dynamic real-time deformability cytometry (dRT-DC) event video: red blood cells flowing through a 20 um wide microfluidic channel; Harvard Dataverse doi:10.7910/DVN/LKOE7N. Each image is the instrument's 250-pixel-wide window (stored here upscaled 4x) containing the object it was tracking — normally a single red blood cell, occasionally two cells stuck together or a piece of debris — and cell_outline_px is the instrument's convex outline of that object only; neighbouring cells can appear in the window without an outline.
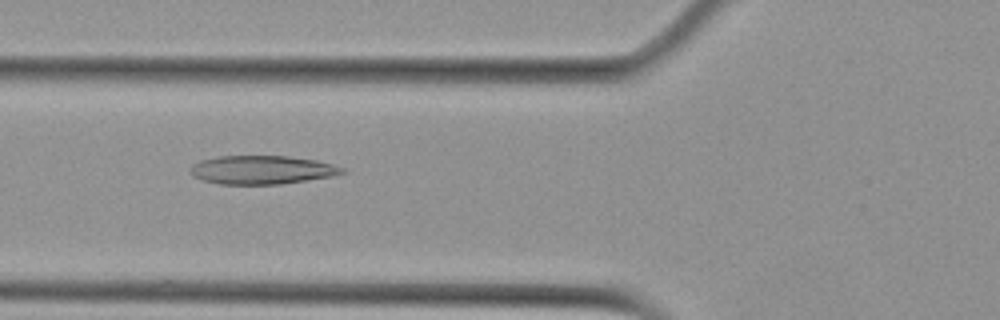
{"species": "Egyptian fruit bat (a non-hibernating species)", "species_latin": "Rousettus aegyptiacus", "temperature_condition": "cold", "stored_images_in_passage": 8, "camera_frame_rate_fps": 3000, "um_per_image_px": 0.085, "animal": {"sex": "female"}, "frame": {"image": 1, "passage_image": 6, "time_ms": 5.667, "image_size_px": [1000, 320], "cell_outline_px": [[348, 172], [332, 176], [280, 184], [220, 184], [204, 180], [192, 176], [188, 172], [192, 164], [200, 160], [220, 156], [288, 156], [316, 160], [332, 164], [344, 168]], "centroid_in_image_um": [22.25, 14.43], "position_along_channel_um": 103.6, "area_um2": 25.32}}
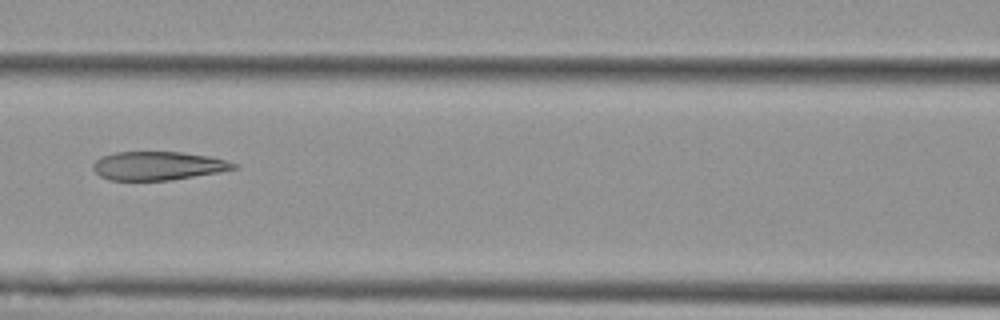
{"frame": {"image": 2, "passage_image": 7, "time_ms": 7.0, "image_size_px": [1000, 320], "cell_outline_px": [[240, 168], [168, 180], [108, 180], [100, 176], [92, 168], [92, 164], [100, 156], [116, 152], [180, 152], [208, 156], [240, 164]], "centroid_in_image_um": [13.4, 14.09], "position_along_channel_um": 153.2, "area_um2": 23.29}}
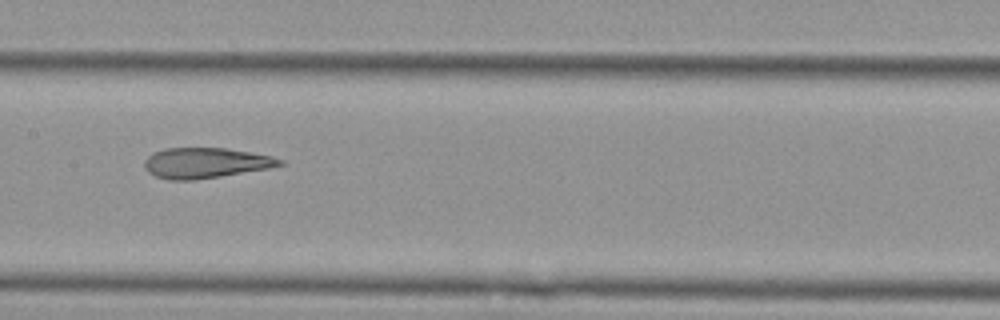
{"frame": {"image": 3, "passage_image": 8, "time_ms": 8.0, "image_size_px": [1000, 320], "cell_outline_px": [[284, 164], [268, 168], [196, 180], [168, 180], [156, 176], [148, 172], [144, 168], [144, 160], [152, 152], [164, 148], [228, 148], [272, 156], [284, 160]], "centroid_in_image_um": [17.43, 13.84], "position_along_channel_um": 190.0, "area_um2": 24.04}}